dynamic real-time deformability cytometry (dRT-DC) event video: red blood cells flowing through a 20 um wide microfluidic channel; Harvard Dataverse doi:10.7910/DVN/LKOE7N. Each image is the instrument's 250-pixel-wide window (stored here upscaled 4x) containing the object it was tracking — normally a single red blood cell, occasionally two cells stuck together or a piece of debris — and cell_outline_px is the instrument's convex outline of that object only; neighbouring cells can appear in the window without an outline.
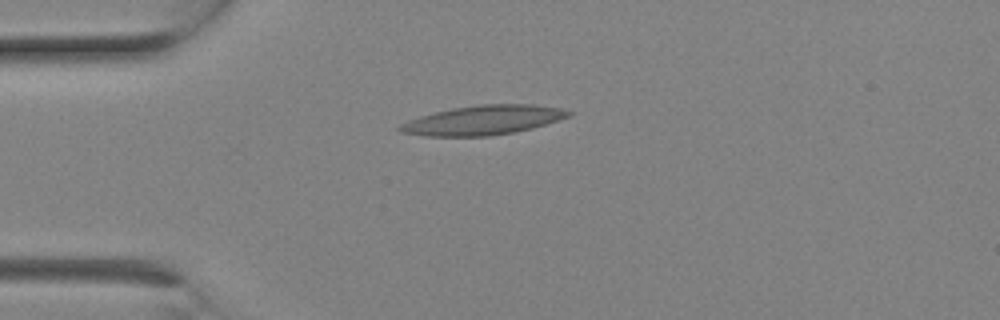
{"species": "Egyptian fruit bat (a non-hibernating species)", "species_latin": "Rousettus aegyptiacus", "temperature_condition": "room temperature", "stored_images_in_passage": 3, "camera_frame_rate_fps": 3000, "um_per_image_px": 0.085, "animal": {"sex": "female"}, "frame": {"image": 1, "passage_image": 3, "time_ms": 0.667, "image_size_px": [1000, 320], "cell_outline_px": [[572, 116], [532, 128], [512, 132], [488, 136], [424, 136], [400, 132], [396, 128], [400, 124], [408, 120], [420, 116], [452, 108], [480, 104], [532, 104], [560, 108], [572, 112]], "centroid_in_image_um": [41.05, 10.21], "position_along_channel_um": 43.9, "area_um2": 28.84}}